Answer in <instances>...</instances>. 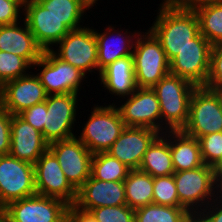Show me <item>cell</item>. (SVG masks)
<instances>
[{"label":"cell","instance_id":"cell-1","mask_svg":"<svg viewBox=\"0 0 222 222\" xmlns=\"http://www.w3.org/2000/svg\"><path fill=\"white\" fill-rule=\"evenodd\" d=\"M157 16L149 30L160 41L170 62L178 52L192 43L200 32L195 11H179L158 7Z\"/></svg>","mask_w":222,"mask_h":222},{"label":"cell","instance_id":"cell-2","mask_svg":"<svg viewBox=\"0 0 222 222\" xmlns=\"http://www.w3.org/2000/svg\"><path fill=\"white\" fill-rule=\"evenodd\" d=\"M196 87L189 80L169 73L152 88L160 104L161 134L186 126L190 98Z\"/></svg>","mask_w":222,"mask_h":222},{"label":"cell","instance_id":"cell-3","mask_svg":"<svg viewBox=\"0 0 222 222\" xmlns=\"http://www.w3.org/2000/svg\"><path fill=\"white\" fill-rule=\"evenodd\" d=\"M95 104L76 137L92 154L107 152L126 127L114 103Z\"/></svg>","mask_w":222,"mask_h":222},{"label":"cell","instance_id":"cell-4","mask_svg":"<svg viewBox=\"0 0 222 222\" xmlns=\"http://www.w3.org/2000/svg\"><path fill=\"white\" fill-rule=\"evenodd\" d=\"M137 36L134 51V71L137 88H153L170 73V62L160 41L149 29Z\"/></svg>","mask_w":222,"mask_h":222},{"label":"cell","instance_id":"cell-5","mask_svg":"<svg viewBox=\"0 0 222 222\" xmlns=\"http://www.w3.org/2000/svg\"><path fill=\"white\" fill-rule=\"evenodd\" d=\"M32 69L40 70L35 71V74L48 95H80V91L85 87H82L83 82L88 81L82 71L60 59L52 50L43 51L42 57L32 65Z\"/></svg>","mask_w":222,"mask_h":222},{"label":"cell","instance_id":"cell-6","mask_svg":"<svg viewBox=\"0 0 222 222\" xmlns=\"http://www.w3.org/2000/svg\"><path fill=\"white\" fill-rule=\"evenodd\" d=\"M180 207L199 214L214 200L215 169L204 164L195 169L173 174Z\"/></svg>","mask_w":222,"mask_h":222},{"label":"cell","instance_id":"cell-7","mask_svg":"<svg viewBox=\"0 0 222 222\" xmlns=\"http://www.w3.org/2000/svg\"><path fill=\"white\" fill-rule=\"evenodd\" d=\"M182 131L197 139L222 132V107L214 90L204 86L195 88L190 98L188 122Z\"/></svg>","mask_w":222,"mask_h":222},{"label":"cell","instance_id":"cell-8","mask_svg":"<svg viewBox=\"0 0 222 222\" xmlns=\"http://www.w3.org/2000/svg\"><path fill=\"white\" fill-rule=\"evenodd\" d=\"M87 25L79 29L70 30L55 45L56 48L54 47L51 50L60 59L78 68L87 77L90 74L94 76L93 73L98 77L96 36L94 28Z\"/></svg>","mask_w":222,"mask_h":222},{"label":"cell","instance_id":"cell-9","mask_svg":"<svg viewBox=\"0 0 222 222\" xmlns=\"http://www.w3.org/2000/svg\"><path fill=\"white\" fill-rule=\"evenodd\" d=\"M78 96V94H51L47 96L43 138L48 144L70 139L77 135L76 132L74 133V127L79 123L77 115L80 114L78 112H81L77 110L81 109L78 102H82V98Z\"/></svg>","mask_w":222,"mask_h":222},{"label":"cell","instance_id":"cell-10","mask_svg":"<svg viewBox=\"0 0 222 222\" xmlns=\"http://www.w3.org/2000/svg\"><path fill=\"white\" fill-rule=\"evenodd\" d=\"M69 205L39 194L8 203L1 213L8 222H68Z\"/></svg>","mask_w":222,"mask_h":222},{"label":"cell","instance_id":"cell-11","mask_svg":"<svg viewBox=\"0 0 222 222\" xmlns=\"http://www.w3.org/2000/svg\"><path fill=\"white\" fill-rule=\"evenodd\" d=\"M37 194L34 165L10 154L0 156V209Z\"/></svg>","mask_w":222,"mask_h":222},{"label":"cell","instance_id":"cell-12","mask_svg":"<svg viewBox=\"0 0 222 222\" xmlns=\"http://www.w3.org/2000/svg\"><path fill=\"white\" fill-rule=\"evenodd\" d=\"M212 44L199 32L192 43L181 49L170 61V74L205 86L209 69Z\"/></svg>","mask_w":222,"mask_h":222},{"label":"cell","instance_id":"cell-13","mask_svg":"<svg viewBox=\"0 0 222 222\" xmlns=\"http://www.w3.org/2000/svg\"><path fill=\"white\" fill-rule=\"evenodd\" d=\"M117 101L113 100V104H117L125 126L152 128L161 133L160 104L152 88H137L129 97L120 99L119 104Z\"/></svg>","mask_w":222,"mask_h":222},{"label":"cell","instance_id":"cell-14","mask_svg":"<svg viewBox=\"0 0 222 222\" xmlns=\"http://www.w3.org/2000/svg\"><path fill=\"white\" fill-rule=\"evenodd\" d=\"M35 188L39 195L57 198L74 205L77 190L63 173L55 155L47 149L34 164Z\"/></svg>","mask_w":222,"mask_h":222},{"label":"cell","instance_id":"cell-15","mask_svg":"<svg viewBox=\"0 0 222 222\" xmlns=\"http://www.w3.org/2000/svg\"><path fill=\"white\" fill-rule=\"evenodd\" d=\"M48 149L55 155L66 179L78 190L91 176L93 154L76 136L53 142Z\"/></svg>","mask_w":222,"mask_h":222},{"label":"cell","instance_id":"cell-16","mask_svg":"<svg viewBox=\"0 0 222 222\" xmlns=\"http://www.w3.org/2000/svg\"><path fill=\"white\" fill-rule=\"evenodd\" d=\"M160 134L152 128L126 126L107 153L129 169H139L145 152Z\"/></svg>","mask_w":222,"mask_h":222},{"label":"cell","instance_id":"cell-17","mask_svg":"<svg viewBox=\"0 0 222 222\" xmlns=\"http://www.w3.org/2000/svg\"><path fill=\"white\" fill-rule=\"evenodd\" d=\"M103 27L104 30L94 28L97 42L98 77L100 72L112 62L133 54L136 38L140 34L139 30L131 32L129 29L117 28L116 25H109V23L106 28Z\"/></svg>","mask_w":222,"mask_h":222},{"label":"cell","instance_id":"cell-18","mask_svg":"<svg viewBox=\"0 0 222 222\" xmlns=\"http://www.w3.org/2000/svg\"><path fill=\"white\" fill-rule=\"evenodd\" d=\"M7 81L1 86L4 110L18 115L35 104L44 102L48 94L35 72Z\"/></svg>","mask_w":222,"mask_h":222},{"label":"cell","instance_id":"cell-19","mask_svg":"<svg viewBox=\"0 0 222 222\" xmlns=\"http://www.w3.org/2000/svg\"><path fill=\"white\" fill-rule=\"evenodd\" d=\"M23 19L44 51L51 50L70 31L39 2L24 3Z\"/></svg>","mask_w":222,"mask_h":222},{"label":"cell","instance_id":"cell-20","mask_svg":"<svg viewBox=\"0 0 222 222\" xmlns=\"http://www.w3.org/2000/svg\"><path fill=\"white\" fill-rule=\"evenodd\" d=\"M127 205L124 181H102L90 176L77 190L74 206L89 212L105 206Z\"/></svg>","mask_w":222,"mask_h":222},{"label":"cell","instance_id":"cell-21","mask_svg":"<svg viewBox=\"0 0 222 222\" xmlns=\"http://www.w3.org/2000/svg\"><path fill=\"white\" fill-rule=\"evenodd\" d=\"M11 147L9 154L35 164L48 149L49 144L40 131L36 130L19 115H11Z\"/></svg>","mask_w":222,"mask_h":222},{"label":"cell","instance_id":"cell-22","mask_svg":"<svg viewBox=\"0 0 222 222\" xmlns=\"http://www.w3.org/2000/svg\"><path fill=\"white\" fill-rule=\"evenodd\" d=\"M21 24V25H20ZM0 51L25 58L31 65L43 55L25 20L11 25H0Z\"/></svg>","mask_w":222,"mask_h":222},{"label":"cell","instance_id":"cell-23","mask_svg":"<svg viewBox=\"0 0 222 222\" xmlns=\"http://www.w3.org/2000/svg\"><path fill=\"white\" fill-rule=\"evenodd\" d=\"M98 81L103 87L102 91L107 90L106 95L110 93L118 100L129 97L137 89L133 55L117 59L106 66L100 72Z\"/></svg>","mask_w":222,"mask_h":222},{"label":"cell","instance_id":"cell-24","mask_svg":"<svg viewBox=\"0 0 222 222\" xmlns=\"http://www.w3.org/2000/svg\"><path fill=\"white\" fill-rule=\"evenodd\" d=\"M169 145L175 172L204 165L197 138L185 134L182 130L169 131Z\"/></svg>","mask_w":222,"mask_h":222},{"label":"cell","instance_id":"cell-25","mask_svg":"<svg viewBox=\"0 0 222 222\" xmlns=\"http://www.w3.org/2000/svg\"><path fill=\"white\" fill-rule=\"evenodd\" d=\"M139 170L153 178L175 173L169 145V131L160 134L145 152Z\"/></svg>","mask_w":222,"mask_h":222},{"label":"cell","instance_id":"cell-26","mask_svg":"<svg viewBox=\"0 0 222 222\" xmlns=\"http://www.w3.org/2000/svg\"><path fill=\"white\" fill-rule=\"evenodd\" d=\"M127 205L136 210L153 203V177L139 169L130 170L124 180Z\"/></svg>","mask_w":222,"mask_h":222},{"label":"cell","instance_id":"cell-27","mask_svg":"<svg viewBox=\"0 0 222 222\" xmlns=\"http://www.w3.org/2000/svg\"><path fill=\"white\" fill-rule=\"evenodd\" d=\"M39 3L60 19L69 30L83 27V24H85L83 18L88 19L84 16H88L86 14L90 13L81 0H40Z\"/></svg>","mask_w":222,"mask_h":222},{"label":"cell","instance_id":"cell-28","mask_svg":"<svg viewBox=\"0 0 222 222\" xmlns=\"http://www.w3.org/2000/svg\"><path fill=\"white\" fill-rule=\"evenodd\" d=\"M200 33L212 44L222 43V0H213L198 8Z\"/></svg>","mask_w":222,"mask_h":222},{"label":"cell","instance_id":"cell-29","mask_svg":"<svg viewBox=\"0 0 222 222\" xmlns=\"http://www.w3.org/2000/svg\"><path fill=\"white\" fill-rule=\"evenodd\" d=\"M131 169L107 152L95 153L91 160V176L102 181H124Z\"/></svg>","mask_w":222,"mask_h":222},{"label":"cell","instance_id":"cell-30","mask_svg":"<svg viewBox=\"0 0 222 222\" xmlns=\"http://www.w3.org/2000/svg\"><path fill=\"white\" fill-rule=\"evenodd\" d=\"M191 215L183 207L151 203L135 210L134 222H186Z\"/></svg>","mask_w":222,"mask_h":222},{"label":"cell","instance_id":"cell-31","mask_svg":"<svg viewBox=\"0 0 222 222\" xmlns=\"http://www.w3.org/2000/svg\"><path fill=\"white\" fill-rule=\"evenodd\" d=\"M32 65L23 57L0 51V87L7 81L28 75Z\"/></svg>","mask_w":222,"mask_h":222},{"label":"cell","instance_id":"cell-32","mask_svg":"<svg viewBox=\"0 0 222 222\" xmlns=\"http://www.w3.org/2000/svg\"><path fill=\"white\" fill-rule=\"evenodd\" d=\"M153 203L164 206L180 207L173 175L153 178Z\"/></svg>","mask_w":222,"mask_h":222},{"label":"cell","instance_id":"cell-33","mask_svg":"<svg viewBox=\"0 0 222 222\" xmlns=\"http://www.w3.org/2000/svg\"><path fill=\"white\" fill-rule=\"evenodd\" d=\"M203 163L215 167L222 159V132L198 138Z\"/></svg>","mask_w":222,"mask_h":222},{"label":"cell","instance_id":"cell-34","mask_svg":"<svg viewBox=\"0 0 222 222\" xmlns=\"http://www.w3.org/2000/svg\"><path fill=\"white\" fill-rule=\"evenodd\" d=\"M98 222H134L135 210L128 205L105 206L89 211Z\"/></svg>","mask_w":222,"mask_h":222},{"label":"cell","instance_id":"cell-35","mask_svg":"<svg viewBox=\"0 0 222 222\" xmlns=\"http://www.w3.org/2000/svg\"><path fill=\"white\" fill-rule=\"evenodd\" d=\"M204 87L210 90L222 88V43L212 45L210 53V69Z\"/></svg>","mask_w":222,"mask_h":222},{"label":"cell","instance_id":"cell-36","mask_svg":"<svg viewBox=\"0 0 222 222\" xmlns=\"http://www.w3.org/2000/svg\"><path fill=\"white\" fill-rule=\"evenodd\" d=\"M23 13V0H0V25H11L21 22L23 20Z\"/></svg>","mask_w":222,"mask_h":222},{"label":"cell","instance_id":"cell-37","mask_svg":"<svg viewBox=\"0 0 222 222\" xmlns=\"http://www.w3.org/2000/svg\"><path fill=\"white\" fill-rule=\"evenodd\" d=\"M46 114L47 108L45 100L44 102L35 104L32 107L23 110L18 115L43 135Z\"/></svg>","mask_w":222,"mask_h":222},{"label":"cell","instance_id":"cell-38","mask_svg":"<svg viewBox=\"0 0 222 222\" xmlns=\"http://www.w3.org/2000/svg\"><path fill=\"white\" fill-rule=\"evenodd\" d=\"M11 114L4 110L0 114V156L7 155L11 147Z\"/></svg>","mask_w":222,"mask_h":222},{"label":"cell","instance_id":"cell-39","mask_svg":"<svg viewBox=\"0 0 222 222\" xmlns=\"http://www.w3.org/2000/svg\"><path fill=\"white\" fill-rule=\"evenodd\" d=\"M213 0H162L159 7L179 11H196Z\"/></svg>","mask_w":222,"mask_h":222},{"label":"cell","instance_id":"cell-40","mask_svg":"<svg viewBox=\"0 0 222 222\" xmlns=\"http://www.w3.org/2000/svg\"><path fill=\"white\" fill-rule=\"evenodd\" d=\"M198 215L204 222H222V201L214 199Z\"/></svg>","mask_w":222,"mask_h":222},{"label":"cell","instance_id":"cell-41","mask_svg":"<svg viewBox=\"0 0 222 222\" xmlns=\"http://www.w3.org/2000/svg\"><path fill=\"white\" fill-rule=\"evenodd\" d=\"M68 222H98L94 216L87 211L80 210L74 205L68 208Z\"/></svg>","mask_w":222,"mask_h":222},{"label":"cell","instance_id":"cell-42","mask_svg":"<svg viewBox=\"0 0 222 222\" xmlns=\"http://www.w3.org/2000/svg\"><path fill=\"white\" fill-rule=\"evenodd\" d=\"M214 199L222 201V173H215Z\"/></svg>","mask_w":222,"mask_h":222},{"label":"cell","instance_id":"cell-43","mask_svg":"<svg viewBox=\"0 0 222 222\" xmlns=\"http://www.w3.org/2000/svg\"><path fill=\"white\" fill-rule=\"evenodd\" d=\"M86 6L88 9H92L94 6H98V1L100 0H81ZM97 4V5H96Z\"/></svg>","mask_w":222,"mask_h":222},{"label":"cell","instance_id":"cell-44","mask_svg":"<svg viewBox=\"0 0 222 222\" xmlns=\"http://www.w3.org/2000/svg\"><path fill=\"white\" fill-rule=\"evenodd\" d=\"M186 222H204L198 214H192Z\"/></svg>","mask_w":222,"mask_h":222},{"label":"cell","instance_id":"cell-45","mask_svg":"<svg viewBox=\"0 0 222 222\" xmlns=\"http://www.w3.org/2000/svg\"><path fill=\"white\" fill-rule=\"evenodd\" d=\"M4 111L3 93L0 87V114Z\"/></svg>","mask_w":222,"mask_h":222},{"label":"cell","instance_id":"cell-46","mask_svg":"<svg viewBox=\"0 0 222 222\" xmlns=\"http://www.w3.org/2000/svg\"><path fill=\"white\" fill-rule=\"evenodd\" d=\"M215 173H222V159L221 161L214 167Z\"/></svg>","mask_w":222,"mask_h":222},{"label":"cell","instance_id":"cell-47","mask_svg":"<svg viewBox=\"0 0 222 222\" xmlns=\"http://www.w3.org/2000/svg\"><path fill=\"white\" fill-rule=\"evenodd\" d=\"M214 91L219 95V100H220L221 107H222V88L214 90Z\"/></svg>","mask_w":222,"mask_h":222},{"label":"cell","instance_id":"cell-48","mask_svg":"<svg viewBox=\"0 0 222 222\" xmlns=\"http://www.w3.org/2000/svg\"><path fill=\"white\" fill-rule=\"evenodd\" d=\"M0 222H8V220L2 213H0Z\"/></svg>","mask_w":222,"mask_h":222},{"label":"cell","instance_id":"cell-49","mask_svg":"<svg viewBox=\"0 0 222 222\" xmlns=\"http://www.w3.org/2000/svg\"><path fill=\"white\" fill-rule=\"evenodd\" d=\"M40 0H23L24 3L39 2Z\"/></svg>","mask_w":222,"mask_h":222}]
</instances>
